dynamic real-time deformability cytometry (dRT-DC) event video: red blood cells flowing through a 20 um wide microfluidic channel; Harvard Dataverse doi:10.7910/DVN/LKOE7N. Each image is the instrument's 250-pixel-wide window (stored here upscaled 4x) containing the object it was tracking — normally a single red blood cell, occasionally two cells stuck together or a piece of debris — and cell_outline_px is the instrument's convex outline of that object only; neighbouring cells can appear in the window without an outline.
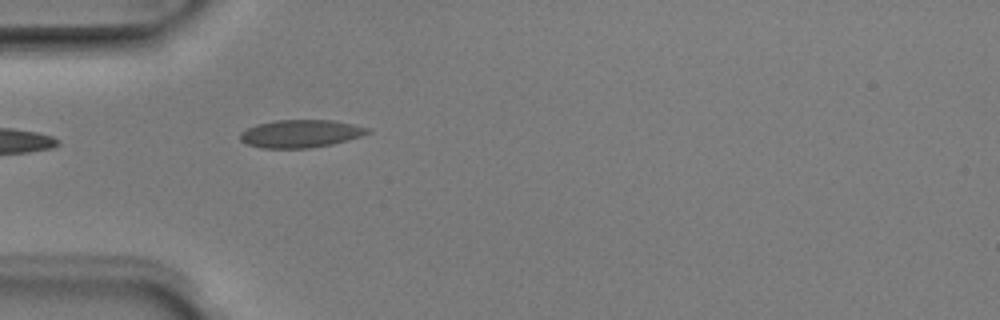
{"species": "Egyptian fruit bat (a non-hibernating species)", "species_latin": "Rousettus aegyptiacus", "temperature_condition": "room temperature", "stored_images_in_passage": 5, "camera_frame_rate_fps": 3000, "um_per_image_px": 0.085, "animal": {"sex": "male"}, "frame": {"image": 1, "passage_image": 5, "time_ms": 1.333, "image_size_px": [1000, 320], "cell_outline_px": [[372, 132], [348, 140], [332, 144], [308, 148], [260, 148], [248, 144], [240, 140], [240, 132], [256, 124], [276, 120], [332, 120], [372, 128]], "centroid_in_image_um": [25.57, 11.36], "position_along_channel_um": 59.4, "area_um2": 20.69}}